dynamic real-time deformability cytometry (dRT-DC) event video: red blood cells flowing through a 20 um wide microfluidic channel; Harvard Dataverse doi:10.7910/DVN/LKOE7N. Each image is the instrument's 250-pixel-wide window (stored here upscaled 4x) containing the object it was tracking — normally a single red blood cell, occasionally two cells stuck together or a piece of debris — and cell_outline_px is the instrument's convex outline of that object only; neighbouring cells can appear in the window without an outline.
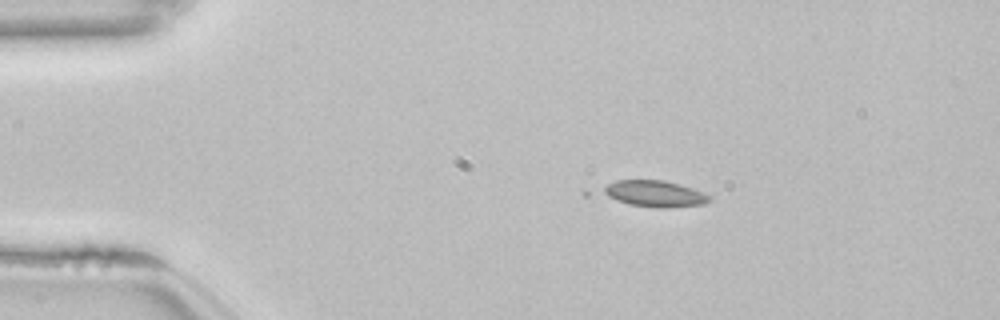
{"species": "common noctule bat (a hibernating species)", "species_latin": "Nyctalus noctula", "temperature_condition": "room temperature", "stored_images_in_passage": 11, "camera_frame_rate_fps": 3000, "um_per_image_px": 0.085, "animal": {"sex": "female", "body_mass_g": 22.7, "forearm_length_mm": 54.2}, "frame": {"image": 1, "passage_image": 9, "time_ms": 2.667, "image_size_px": [1000, 320], "cell_outline_px": [[712, 200], [704, 204], [668, 208], [660, 208], [628, 204], [616, 200], [596, 192], [608, 184], [616, 180], [664, 180], [680, 184], [692, 188], [708, 196]], "centroid_in_image_um": [55.57, 16.46], "position_along_channel_um": 29.4, "area_um2": 16.42}}